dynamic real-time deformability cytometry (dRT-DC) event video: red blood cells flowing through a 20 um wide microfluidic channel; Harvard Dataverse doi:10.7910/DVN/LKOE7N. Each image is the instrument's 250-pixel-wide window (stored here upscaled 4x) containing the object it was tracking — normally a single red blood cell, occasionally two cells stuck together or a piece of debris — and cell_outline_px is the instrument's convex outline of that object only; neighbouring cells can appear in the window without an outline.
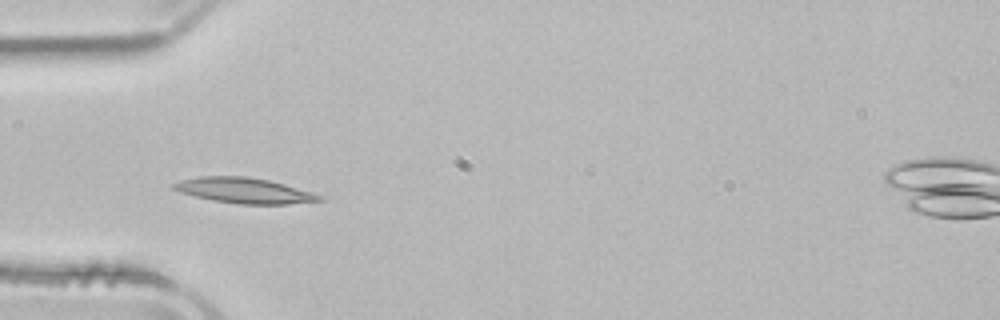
{"species": "common noctule bat (a hibernating species)", "species_latin": "Nyctalus noctula", "temperature_condition": "room temperature", "stored_images_in_passage": 4, "camera_frame_rate_fps": 3000, "um_per_image_px": 0.085, "animal": {"sex": "male", "body_mass_g": 21.5, "forearm_length_mm": 52.0}, "frame": {"image": 1, "passage_image": 3, "time_ms": 3.0, "image_size_px": [1000, 320], "cell_outline_px": [[324, 200], [288, 204], [240, 204], [212, 200], [180, 192], [172, 188], [172, 184], [180, 180], [200, 176], [248, 176], [268, 180], [284, 184], [312, 192], [324, 196]], "centroid_in_image_um": [20.77, 16.19], "position_along_channel_um": 64.2, "area_um2": 21.56}}
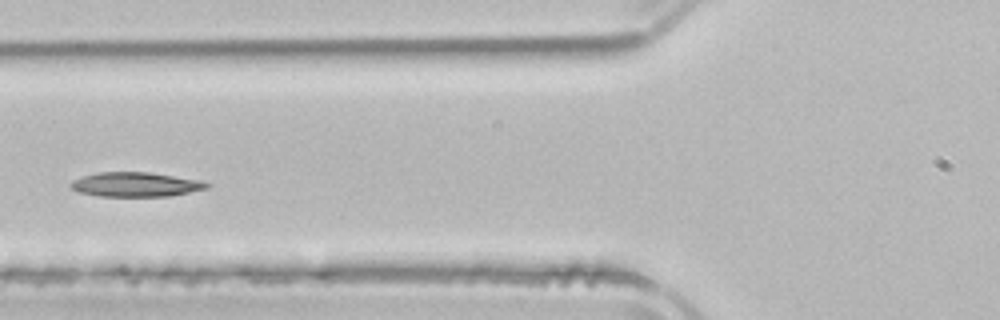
{"frame": {"image": 2, "passage_image": 4, "time_ms": 4.333, "image_size_px": [1000, 320], "cell_outline_px": [[212, 184], [208, 188], [172, 196], [100, 196], [80, 192], [72, 188], [68, 184], [72, 180], [84, 176], [100, 172], [148, 172], [204, 180]], "centroid_in_image_um": [11.6, 15.68], "position_along_channel_um": 114.2, "area_um2": 19.48}}